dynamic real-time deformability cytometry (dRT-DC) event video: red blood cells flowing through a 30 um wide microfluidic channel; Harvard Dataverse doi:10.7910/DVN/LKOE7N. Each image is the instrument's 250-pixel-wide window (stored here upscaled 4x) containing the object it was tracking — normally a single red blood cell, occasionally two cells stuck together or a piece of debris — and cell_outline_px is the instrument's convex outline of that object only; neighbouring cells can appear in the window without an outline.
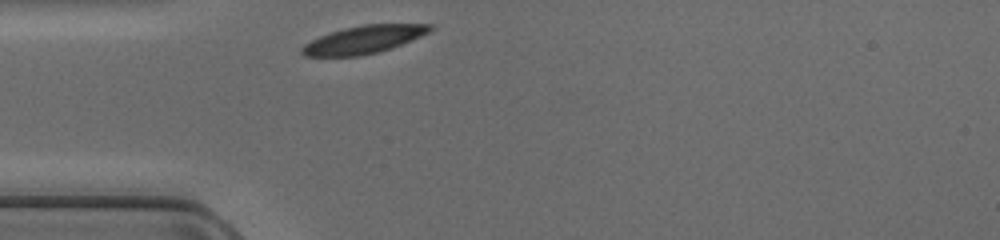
{"species": "common noctule bat (a hibernating species)", "species_latin": "Nyctalus noctula", "temperature_condition": "cold", "stored_images_in_passage": 25, "camera_frame_rate_fps": 3000, "um_per_image_px": 0.085, "animal": {"sex": "female", "body_mass_g": 17.0, "forearm_length_mm": 48.0}, "frame": {"image": 1, "passage_image": 1, "time_ms": 0.0, "image_size_px": [1000, 240], "cell_outline_px": [[432, 28], [428, 32], [420, 36], [392, 48], [360, 56], [304, 56], [300, 52], [300, 48], [304, 44], [320, 36], [344, 28], [364, 24], [432, 24]], "centroid_in_image_um": [30.88, 3.37], "position_along_channel_um": 54.1, "area_um2": 20.52}}
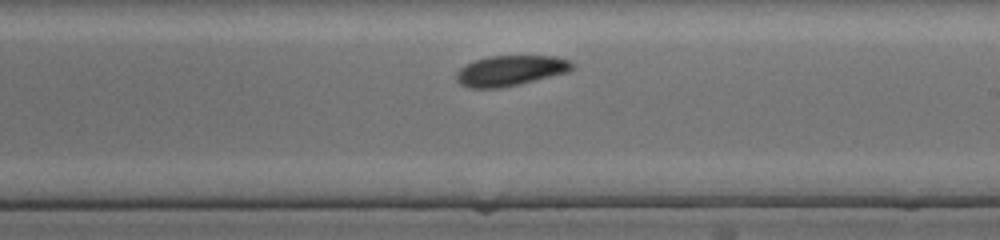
{"frame": {"image": 2, "passage_image": 15, "time_ms": 4.667, "image_size_px": [1000, 240], "cell_outline_px": [[572, 68], [568, 72], [520, 84], [500, 88], [468, 88], [460, 84], [456, 80], [456, 72], [460, 68], [476, 60], [488, 56], [556, 56], [568, 60], [572, 64]], "centroid_in_image_um": [43.36, 6.01], "position_along_channel_um": 245.6, "area_um2": 20.4}}
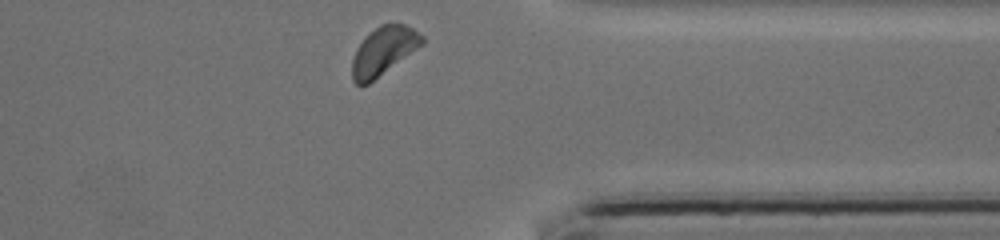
{"frame": {"image": 3, "passage_image": 25, "time_ms": 8.0, "image_size_px": [1000, 240], "cell_outline_px": [[424, 44], [368, 84], [356, 84], [352, 80], [352, 60], [356, 48], [364, 36], [368, 32], [380, 24], [404, 24], [412, 28], [424, 36]], "centroid_in_image_um": [32.59, 4.31], "position_along_channel_um": 378.8, "area_um2": 19.71}}